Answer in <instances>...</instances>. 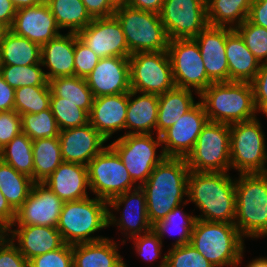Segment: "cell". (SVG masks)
Listing matches in <instances>:
<instances>
[{
  "mask_svg": "<svg viewBox=\"0 0 267 267\" xmlns=\"http://www.w3.org/2000/svg\"><path fill=\"white\" fill-rule=\"evenodd\" d=\"M189 171L185 158L165 157L141 186L151 225L181 205L187 196Z\"/></svg>",
  "mask_w": 267,
  "mask_h": 267,
  "instance_id": "6da1fadb",
  "label": "cell"
},
{
  "mask_svg": "<svg viewBox=\"0 0 267 267\" xmlns=\"http://www.w3.org/2000/svg\"><path fill=\"white\" fill-rule=\"evenodd\" d=\"M187 196L204 214L199 215L197 219L234 223L235 180H232L227 172L189 171Z\"/></svg>",
  "mask_w": 267,
  "mask_h": 267,
  "instance_id": "7a4b0ae2",
  "label": "cell"
},
{
  "mask_svg": "<svg viewBox=\"0 0 267 267\" xmlns=\"http://www.w3.org/2000/svg\"><path fill=\"white\" fill-rule=\"evenodd\" d=\"M199 97L211 122L230 125L257 118L250 82H213Z\"/></svg>",
  "mask_w": 267,
  "mask_h": 267,
  "instance_id": "3957f363",
  "label": "cell"
},
{
  "mask_svg": "<svg viewBox=\"0 0 267 267\" xmlns=\"http://www.w3.org/2000/svg\"><path fill=\"white\" fill-rule=\"evenodd\" d=\"M235 193L238 231L245 238L267 236V173L240 174Z\"/></svg>",
  "mask_w": 267,
  "mask_h": 267,
  "instance_id": "277c9868",
  "label": "cell"
},
{
  "mask_svg": "<svg viewBox=\"0 0 267 267\" xmlns=\"http://www.w3.org/2000/svg\"><path fill=\"white\" fill-rule=\"evenodd\" d=\"M234 223L197 219L190 243L215 267L242 263L244 240Z\"/></svg>",
  "mask_w": 267,
  "mask_h": 267,
  "instance_id": "5b68a950",
  "label": "cell"
},
{
  "mask_svg": "<svg viewBox=\"0 0 267 267\" xmlns=\"http://www.w3.org/2000/svg\"><path fill=\"white\" fill-rule=\"evenodd\" d=\"M108 209V202L97 197L64 202L57 229L65 244L76 245L104 239L90 235L109 227Z\"/></svg>",
  "mask_w": 267,
  "mask_h": 267,
  "instance_id": "8992f818",
  "label": "cell"
},
{
  "mask_svg": "<svg viewBox=\"0 0 267 267\" xmlns=\"http://www.w3.org/2000/svg\"><path fill=\"white\" fill-rule=\"evenodd\" d=\"M114 16L122 26L131 55L167 51L169 38L159 14L125 5L116 8Z\"/></svg>",
  "mask_w": 267,
  "mask_h": 267,
  "instance_id": "52a82bcc",
  "label": "cell"
},
{
  "mask_svg": "<svg viewBox=\"0 0 267 267\" xmlns=\"http://www.w3.org/2000/svg\"><path fill=\"white\" fill-rule=\"evenodd\" d=\"M257 118L230 124V164L240 174L267 173L265 135Z\"/></svg>",
  "mask_w": 267,
  "mask_h": 267,
  "instance_id": "ba28073f",
  "label": "cell"
},
{
  "mask_svg": "<svg viewBox=\"0 0 267 267\" xmlns=\"http://www.w3.org/2000/svg\"><path fill=\"white\" fill-rule=\"evenodd\" d=\"M185 160L190 171L228 172L231 167L230 125L208 121Z\"/></svg>",
  "mask_w": 267,
  "mask_h": 267,
  "instance_id": "9c48e42d",
  "label": "cell"
},
{
  "mask_svg": "<svg viewBox=\"0 0 267 267\" xmlns=\"http://www.w3.org/2000/svg\"><path fill=\"white\" fill-rule=\"evenodd\" d=\"M154 140L152 134H124L109 146L118 154L134 183L142 186L153 169L166 157L163 152L156 156L160 146L159 135Z\"/></svg>",
  "mask_w": 267,
  "mask_h": 267,
  "instance_id": "30bf717a",
  "label": "cell"
},
{
  "mask_svg": "<svg viewBox=\"0 0 267 267\" xmlns=\"http://www.w3.org/2000/svg\"><path fill=\"white\" fill-rule=\"evenodd\" d=\"M129 64L131 90L161 95L175 87L168 51L137 52Z\"/></svg>",
  "mask_w": 267,
  "mask_h": 267,
  "instance_id": "8fae6325",
  "label": "cell"
},
{
  "mask_svg": "<svg viewBox=\"0 0 267 267\" xmlns=\"http://www.w3.org/2000/svg\"><path fill=\"white\" fill-rule=\"evenodd\" d=\"M89 189L97 198L109 201L132 190L133 180L118 154L107 145L87 165Z\"/></svg>",
  "mask_w": 267,
  "mask_h": 267,
  "instance_id": "7c38bea8",
  "label": "cell"
},
{
  "mask_svg": "<svg viewBox=\"0 0 267 267\" xmlns=\"http://www.w3.org/2000/svg\"><path fill=\"white\" fill-rule=\"evenodd\" d=\"M168 54L175 87L194 88L199 95L213 82L207 77L200 48L194 39L169 40Z\"/></svg>",
  "mask_w": 267,
  "mask_h": 267,
  "instance_id": "4fadbf2b",
  "label": "cell"
},
{
  "mask_svg": "<svg viewBox=\"0 0 267 267\" xmlns=\"http://www.w3.org/2000/svg\"><path fill=\"white\" fill-rule=\"evenodd\" d=\"M159 15L169 40L194 39L209 25L206 0H164Z\"/></svg>",
  "mask_w": 267,
  "mask_h": 267,
  "instance_id": "5bb4252c",
  "label": "cell"
},
{
  "mask_svg": "<svg viewBox=\"0 0 267 267\" xmlns=\"http://www.w3.org/2000/svg\"><path fill=\"white\" fill-rule=\"evenodd\" d=\"M208 121L203 104L197 102L160 135L162 146L164 145L161 151L166 157L186 158Z\"/></svg>",
  "mask_w": 267,
  "mask_h": 267,
  "instance_id": "9a60e30c",
  "label": "cell"
},
{
  "mask_svg": "<svg viewBox=\"0 0 267 267\" xmlns=\"http://www.w3.org/2000/svg\"><path fill=\"white\" fill-rule=\"evenodd\" d=\"M77 36L99 59L112 56L129 58L131 55L122 26L114 15L93 18Z\"/></svg>",
  "mask_w": 267,
  "mask_h": 267,
  "instance_id": "2e32d148",
  "label": "cell"
},
{
  "mask_svg": "<svg viewBox=\"0 0 267 267\" xmlns=\"http://www.w3.org/2000/svg\"><path fill=\"white\" fill-rule=\"evenodd\" d=\"M64 205L55 193L43 183H34L22 206L16 211L11 225H39L57 227Z\"/></svg>",
  "mask_w": 267,
  "mask_h": 267,
  "instance_id": "e0dca14e",
  "label": "cell"
},
{
  "mask_svg": "<svg viewBox=\"0 0 267 267\" xmlns=\"http://www.w3.org/2000/svg\"><path fill=\"white\" fill-rule=\"evenodd\" d=\"M122 203L125 204L124 212L119 220L108 209V225L117 223L121 230L129 232H125L126 235H129L128 239L139 236L152 229L147 214L146 194L140 186H135L133 191H126L110 199L108 201V207L119 211L120 206H123Z\"/></svg>",
  "mask_w": 267,
  "mask_h": 267,
  "instance_id": "ac0fdd59",
  "label": "cell"
},
{
  "mask_svg": "<svg viewBox=\"0 0 267 267\" xmlns=\"http://www.w3.org/2000/svg\"><path fill=\"white\" fill-rule=\"evenodd\" d=\"M233 30L208 25L194 38L200 48L207 77L212 82H229L226 38Z\"/></svg>",
  "mask_w": 267,
  "mask_h": 267,
  "instance_id": "d6986e66",
  "label": "cell"
},
{
  "mask_svg": "<svg viewBox=\"0 0 267 267\" xmlns=\"http://www.w3.org/2000/svg\"><path fill=\"white\" fill-rule=\"evenodd\" d=\"M86 81L94 98L130 92L129 58L112 56L99 59Z\"/></svg>",
  "mask_w": 267,
  "mask_h": 267,
  "instance_id": "ffe728a7",
  "label": "cell"
},
{
  "mask_svg": "<svg viewBox=\"0 0 267 267\" xmlns=\"http://www.w3.org/2000/svg\"><path fill=\"white\" fill-rule=\"evenodd\" d=\"M10 30L40 46L61 34L45 1L36 6L18 9Z\"/></svg>",
  "mask_w": 267,
  "mask_h": 267,
  "instance_id": "44dd1931",
  "label": "cell"
},
{
  "mask_svg": "<svg viewBox=\"0 0 267 267\" xmlns=\"http://www.w3.org/2000/svg\"><path fill=\"white\" fill-rule=\"evenodd\" d=\"M59 143L64 162L87 166L106 146L107 141L90 123L60 130Z\"/></svg>",
  "mask_w": 267,
  "mask_h": 267,
  "instance_id": "7402d4cb",
  "label": "cell"
},
{
  "mask_svg": "<svg viewBox=\"0 0 267 267\" xmlns=\"http://www.w3.org/2000/svg\"><path fill=\"white\" fill-rule=\"evenodd\" d=\"M129 92L94 98L89 123L106 139L125 129Z\"/></svg>",
  "mask_w": 267,
  "mask_h": 267,
  "instance_id": "603a6c76",
  "label": "cell"
},
{
  "mask_svg": "<svg viewBox=\"0 0 267 267\" xmlns=\"http://www.w3.org/2000/svg\"><path fill=\"white\" fill-rule=\"evenodd\" d=\"M12 241L18 240L20 253L29 261L30 259L56 250L62 247L65 242L57 227L39 225H18L17 229L6 230V236ZM17 237V238H16Z\"/></svg>",
  "mask_w": 267,
  "mask_h": 267,
  "instance_id": "cb8c5ba5",
  "label": "cell"
},
{
  "mask_svg": "<svg viewBox=\"0 0 267 267\" xmlns=\"http://www.w3.org/2000/svg\"><path fill=\"white\" fill-rule=\"evenodd\" d=\"M43 184L64 202L87 198L88 167L63 161Z\"/></svg>",
  "mask_w": 267,
  "mask_h": 267,
  "instance_id": "d4e9b609",
  "label": "cell"
},
{
  "mask_svg": "<svg viewBox=\"0 0 267 267\" xmlns=\"http://www.w3.org/2000/svg\"><path fill=\"white\" fill-rule=\"evenodd\" d=\"M75 33L68 32L51 39L41 46V63L50 72L45 73L50 81L57 77L75 76Z\"/></svg>",
  "mask_w": 267,
  "mask_h": 267,
  "instance_id": "484cf974",
  "label": "cell"
},
{
  "mask_svg": "<svg viewBox=\"0 0 267 267\" xmlns=\"http://www.w3.org/2000/svg\"><path fill=\"white\" fill-rule=\"evenodd\" d=\"M117 246L108 238L72 245L73 267H127Z\"/></svg>",
  "mask_w": 267,
  "mask_h": 267,
  "instance_id": "4316f807",
  "label": "cell"
},
{
  "mask_svg": "<svg viewBox=\"0 0 267 267\" xmlns=\"http://www.w3.org/2000/svg\"><path fill=\"white\" fill-rule=\"evenodd\" d=\"M130 90L126 113L125 129H132L125 134H152L156 131L159 95L140 93ZM135 97L133 100L132 98Z\"/></svg>",
  "mask_w": 267,
  "mask_h": 267,
  "instance_id": "83f0119b",
  "label": "cell"
},
{
  "mask_svg": "<svg viewBox=\"0 0 267 267\" xmlns=\"http://www.w3.org/2000/svg\"><path fill=\"white\" fill-rule=\"evenodd\" d=\"M226 58L229 81L251 82L261 64L246 47L243 38L235 29L226 38Z\"/></svg>",
  "mask_w": 267,
  "mask_h": 267,
  "instance_id": "f1b7e54d",
  "label": "cell"
},
{
  "mask_svg": "<svg viewBox=\"0 0 267 267\" xmlns=\"http://www.w3.org/2000/svg\"><path fill=\"white\" fill-rule=\"evenodd\" d=\"M193 90L174 87L159 95L156 131L161 135L171 127L186 112L192 109L195 103Z\"/></svg>",
  "mask_w": 267,
  "mask_h": 267,
  "instance_id": "f546056e",
  "label": "cell"
},
{
  "mask_svg": "<svg viewBox=\"0 0 267 267\" xmlns=\"http://www.w3.org/2000/svg\"><path fill=\"white\" fill-rule=\"evenodd\" d=\"M50 101H70L90 113L94 96L85 78L78 76L57 77L48 81Z\"/></svg>",
  "mask_w": 267,
  "mask_h": 267,
  "instance_id": "4dcf8cb0",
  "label": "cell"
},
{
  "mask_svg": "<svg viewBox=\"0 0 267 267\" xmlns=\"http://www.w3.org/2000/svg\"><path fill=\"white\" fill-rule=\"evenodd\" d=\"M1 65L27 66L41 63V46L9 30L0 43Z\"/></svg>",
  "mask_w": 267,
  "mask_h": 267,
  "instance_id": "1f68e13d",
  "label": "cell"
},
{
  "mask_svg": "<svg viewBox=\"0 0 267 267\" xmlns=\"http://www.w3.org/2000/svg\"><path fill=\"white\" fill-rule=\"evenodd\" d=\"M252 2L253 0H206L208 24L236 29L247 19Z\"/></svg>",
  "mask_w": 267,
  "mask_h": 267,
  "instance_id": "d6a6232c",
  "label": "cell"
},
{
  "mask_svg": "<svg viewBox=\"0 0 267 267\" xmlns=\"http://www.w3.org/2000/svg\"><path fill=\"white\" fill-rule=\"evenodd\" d=\"M34 183H43L63 162L59 137L33 140Z\"/></svg>",
  "mask_w": 267,
  "mask_h": 267,
  "instance_id": "836d02e7",
  "label": "cell"
},
{
  "mask_svg": "<svg viewBox=\"0 0 267 267\" xmlns=\"http://www.w3.org/2000/svg\"><path fill=\"white\" fill-rule=\"evenodd\" d=\"M59 29L69 28L70 33H79L93 20L82 0H45Z\"/></svg>",
  "mask_w": 267,
  "mask_h": 267,
  "instance_id": "e575fe53",
  "label": "cell"
},
{
  "mask_svg": "<svg viewBox=\"0 0 267 267\" xmlns=\"http://www.w3.org/2000/svg\"><path fill=\"white\" fill-rule=\"evenodd\" d=\"M33 184L32 178L19 173L0 159V190L15 211L25 202Z\"/></svg>",
  "mask_w": 267,
  "mask_h": 267,
  "instance_id": "d590c367",
  "label": "cell"
},
{
  "mask_svg": "<svg viewBox=\"0 0 267 267\" xmlns=\"http://www.w3.org/2000/svg\"><path fill=\"white\" fill-rule=\"evenodd\" d=\"M33 141L23 132L0 150V159L33 180Z\"/></svg>",
  "mask_w": 267,
  "mask_h": 267,
  "instance_id": "8d00e7d4",
  "label": "cell"
},
{
  "mask_svg": "<svg viewBox=\"0 0 267 267\" xmlns=\"http://www.w3.org/2000/svg\"><path fill=\"white\" fill-rule=\"evenodd\" d=\"M180 207V205L175 207L164 219H161L152 225V230L160 237L161 240L167 232L174 233L173 231L177 230L180 233L177 241L173 243L174 245L172 246L189 244L191 241L192 231L197 221V216L184 213Z\"/></svg>",
  "mask_w": 267,
  "mask_h": 267,
  "instance_id": "74e56055",
  "label": "cell"
},
{
  "mask_svg": "<svg viewBox=\"0 0 267 267\" xmlns=\"http://www.w3.org/2000/svg\"><path fill=\"white\" fill-rule=\"evenodd\" d=\"M50 86H26L15 89L14 110L23 114H36L50 108Z\"/></svg>",
  "mask_w": 267,
  "mask_h": 267,
  "instance_id": "f35d334b",
  "label": "cell"
},
{
  "mask_svg": "<svg viewBox=\"0 0 267 267\" xmlns=\"http://www.w3.org/2000/svg\"><path fill=\"white\" fill-rule=\"evenodd\" d=\"M42 63L27 66L1 65L0 74L14 89L26 86H49Z\"/></svg>",
  "mask_w": 267,
  "mask_h": 267,
  "instance_id": "ab89813d",
  "label": "cell"
},
{
  "mask_svg": "<svg viewBox=\"0 0 267 267\" xmlns=\"http://www.w3.org/2000/svg\"><path fill=\"white\" fill-rule=\"evenodd\" d=\"M22 132L32 141L40 138L58 137L60 129L51 108L36 114L21 115Z\"/></svg>",
  "mask_w": 267,
  "mask_h": 267,
  "instance_id": "60d3db41",
  "label": "cell"
},
{
  "mask_svg": "<svg viewBox=\"0 0 267 267\" xmlns=\"http://www.w3.org/2000/svg\"><path fill=\"white\" fill-rule=\"evenodd\" d=\"M50 108L60 130L81 127L89 123V113L70 101H50Z\"/></svg>",
  "mask_w": 267,
  "mask_h": 267,
  "instance_id": "b9f144b4",
  "label": "cell"
},
{
  "mask_svg": "<svg viewBox=\"0 0 267 267\" xmlns=\"http://www.w3.org/2000/svg\"><path fill=\"white\" fill-rule=\"evenodd\" d=\"M235 30L243 38L246 47L257 61L267 63V29L246 19Z\"/></svg>",
  "mask_w": 267,
  "mask_h": 267,
  "instance_id": "7bdbcfd3",
  "label": "cell"
},
{
  "mask_svg": "<svg viewBox=\"0 0 267 267\" xmlns=\"http://www.w3.org/2000/svg\"><path fill=\"white\" fill-rule=\"evenodd\" d=\"M166 267H215L189 243L173 246L166 254Z\"/></svg>",
  "mask_w": 267,
  "mask_h": 267,
  "instance_id": "ee69618b",
  "label": "cell"
},
{
  "mask_svg": "<svg viewBox=\"0 0 267 267\" xmlns=\"http://www.w3.org/2000/svg\"><path fill=\"white\" fill-rule=\"evenodd\" d=\"M28 267H73L72 245L36 256L28 261Z\"/></svg>",
  "mask_w": 267,
  "mask_h": 267,
  "instance_id": "f6af8a7d",
  "label": "cell"
},
{
  "mask_svg": "<svg viewBox=\"0 0 267 267\" xmlns=\"http://www.w3.org/2000/svg\"><path fill=\"white\" fill-rule=\"evenodd\" d=\"M75 76L87 78L98 64V56L86 46V44L75 33L74 53Z\"/></svg>",
  "mask_w": 267,
  "mask_h": 267,
  "instance_id": "bcb514c9",
  "label": "cell"
},
{
  "mask_svg": "<svg viewBox=\"0 0 267 267\" xmlns=\"http://www.w3.org/2000/svg\"><path fill=\"white\" fill-rule=\"evenodd\" d=\"M131 239H134L136 252L143 259L151 262L161 255L162 240L152 229Z\"/></svg>",
  "mask_w": 267,
  "mask_h": 267,
  "instance_id": "7dc6e473",
  "label": "cell"
},
{
  "mask_svg": "<svg viewBox=\"0 0 267 267\" xmlns=\"http://www.w3.org/2000/svg\"><path fill=\"white\" fill-rule=\"evenodd\" d=\"M21 132V116L15 110L0 111V150Z\"/></svg>",
  "mask_w": 267,
  "mask_h": 267,
  "instance_id": "c3c4849f",
  "label": "cell"
},
{
  "mask_svg": "<svg viewBox=\"0 0 267 267\" xmlns=\"http://www.w3.org/2000/svg\"><path fill=\"white\" fill-rule=\"evenodd\" d=\"M6 234L0 240V267H28V260Z\"/></svg>",
  "mask_w": 267,
  "mask_h": 267,
  "instance_id": "681fc988",
  "label": "cell"
},
{
  "mask_svg": "<svg viewBox=\"0 0 267 267\" xmlns=\"http://www.w3.org/2000/svg\"><path fill=\"white\" fill-rule=\"evenodd\" d=\"M250 83L257 112H263L267 116V63L260 64L259 71Z\"/></svg>",
  "mask_w": 267,
  "mask_h": 267,
  "instance_id": "f907efd6",
  "label": "cell"
},
{
  "mask_svg": "<svg viewBox=\"0 0 267 267\" xmlns=\"http://www.w3.org/2000/svg\"><path fill=\"white\" fill-rule=\"evenodd\" d=\"M92 18L110 17L116 8L108 0H82Z\"/></svg>",
  "mask_w": 267,
  "mask_h": 267,
  "instance_id": "816d5d0a",
  "label": "cell"
},
{
  "mask_svg": "<svg viewBox=\"0 0 267 267\" xmlns=\"http://www.w3.org/2000/svg\"><path fill=\"white\" fill-rule=\"evenodd\" d=\"M247 20L267 29V0H253Z\"/></svg>",
  "mask_w": 267,
  "mask_h": 267,
  "instance_id": "f5cc1de1",
  "label": "cell"
},
{
  "mask_svg": "<svg viewBox=\"0 0 267 267\" xmlns=\"http://www.w3.org/2000/svg\"><path fill=\"white\" fill-rule=\"evenodd\" d=\"M15 89L0 74V111L14 110Z\"/></svg>",
  "mask_w": 267,
  "mask_h": 267,
  "instance_id": "db71d44e",
  "label": "cell"
},
{
  "mask_svg": "<svg viewBox=\"0 0 267 267\" xmlns=\"http://www.w3.org/2000/svg\"><path fill=\"white\" fill-rule=\"evenodd\" d=\"M16 211L10 206L0 190V227L5 231L11 228L15 221Z\"/></svg>",
  "mask_w": 267,
  "mask_h": 267,
  "instance_id": "11a10c76",
  "label": "cell"
},
{
  "mask_svg": "<svg viewBox=\"0 0 267 267\" xmlns=\"http://www.w3.org/2000/svg\"><path fill=\"white\" fill-rule=\"evenodd\" d=\"M164 0H127V6L138 10L159 14Z\"/></svg>",
  "mask_w": 267,
  "mask_h": 267,
  "instance_id": "9f6ffc18",
  "label": "cell"
},
{
  "mask_svg": "<svg viewBox=\"0 0 267 267\" xmlns=\"http://www.w3.org/2000/svg\"><path fill=\"white\" fill-rule=\"evenodd\" d=\"M17 9L10 0H0V22L11 28Z\"/></svg>",
  "mask_w": 267,
  "mask_h": 267,
  "instance_id": "6f0895ef",
  "label": "cell"
},
{
  "mask_svg": "<svg viewBox=\"0 0 267 267\" xmlns=\"http://www.w3.org/2000/svg\"><path fill=\"white\" fill-rule=\"evenodd\" d=\"M10 1L13 3L15 8L18 10V9L25 8V7L36 6L44 2L45 0H10Z\"/></svg>",
  "mask_w": 267,
  "mask_h": 267,
  "instance_id": "680465c9",
  "label": "cell"
},
{
  "mask_svg": "<svg viewBox=\"0 0 267 267\" xmlns=\"http://www.w3.org/2000/svg\"><path fill=\"white\" fill-rule=\"evenodd\" d=\"M247 267H267V258H256L252 260Z\"/></svg>",
  "mask_w": 267,
  "mask_h": 267,
  "instance_id": "91938a15",
  "label": "cell"
},
{
  "mask_svg": "<svg viewBox=\"0 0 267 267\" xmlns=\"http://www.w3.org/2000/svg\"><path fill=\"white\" fill-rule=\"evenodd\" d=\"M10 29L3 24L2 22H0V43L2 42V40L4 39L5 34L9 31Z\"/></svg>",
  "mask_w": 267,
  "mask_h": 267,
  "instance_id": "94428289",
  "label": "cell"
},
{
  "mask_svg": "<svg viewBox=\"0 0 267 267\" xmlns=\"http://www.w3.org/2000/svg\"><path fill=\"white\" fill-rule=\"evenodd\" d=\"M115 8L125 6L127 4V0H108Z\"/></svg>",
  "mask_w": 267,
  "mask_h": 267,
  "instance_id": "6125c7cd",
  "label": "cell"
},
{
  "mask_svg": "<svg viewBox=\"0 0 267 267\" xmlns=\"http://www.w3.org/2000/svg\"><path fill=\"white\" fill-rule=\"evenodd\" d=\"M158 267H166V255H164L161 264Z\"/></svg>",
  "mask_w": 267,
  "mask_h": 267,
  "instance_id": "be15d7a7",
  "label": "cell"
},
{
  "mask_svg": "<svg viewBox=\"0 0 267 267\" xmlns=\"http://www.w3.org/2000/svg\"><path fill=\"white\" fill-rule=\"evenodd\" d=\"M6 231L0 227V240L4 237Z\"/></svg>",
  "mask_w": 267,
  "mask_h": 267,
  "instance_id": "e7e4bbea",
  "label": "cell"
}]
</instances>
